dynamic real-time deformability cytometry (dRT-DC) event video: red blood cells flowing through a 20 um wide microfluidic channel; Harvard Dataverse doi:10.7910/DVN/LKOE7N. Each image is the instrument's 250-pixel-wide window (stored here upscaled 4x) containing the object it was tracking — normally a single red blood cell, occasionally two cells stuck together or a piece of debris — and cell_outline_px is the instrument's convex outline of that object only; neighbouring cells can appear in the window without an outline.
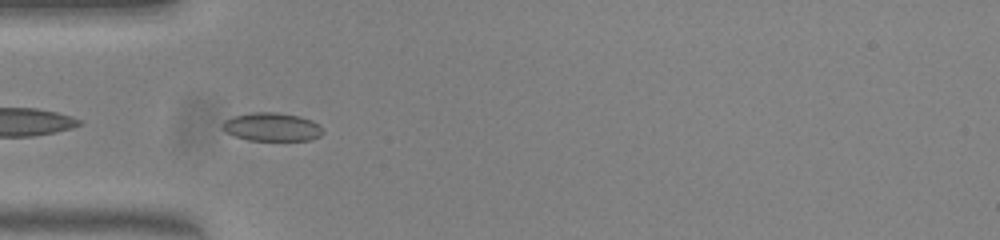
{"species": "common noctule bat (a hibernating species)", "species_latin": "Nyctalus noctula", "temperature_condition": "warm", "stored_images_in_passage": 52, "camera_frame_rate_fps": 3000, "um_per_image_px": 0.085, "animal": {"sex": "female", "body_mass_g": 23.0, "forearm_length_mm": 53.4}, "frame": {"image": 1, "passage_image": 17, "time_ms": 5.333, "image_size_px": [1000, 240], "cell_outline_px": [[324, 132], [320, 136], [312, 140], [248, 140], [236, 136], [220, 128], [220, 124], [224, 120], [232, 116], [252, 112], [276, 112], [300, 116], [312, 120], [320, 124]], "centroid_in_image_um": [23.12, 10.78], "position_along_channel_um": 61.9, "area_um2": 16.82}}
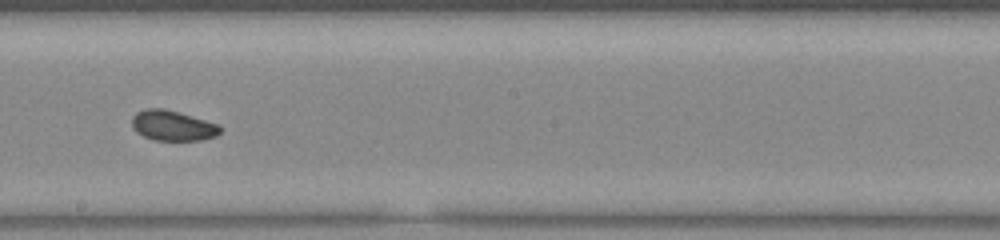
{"frame": {"image": 2, "passage_image": 30, "time_ms": 9.667, "image_size_px": [1000, 240], "cell_outline_px": [[224, 128], [216, 136], [204, 140], [152, 140], [136, 132], [132, 128], [132, 116], [136, 112], [148, 108], [164, 108], [204, 120], [216, 124]], "centroid_in_image_um": [14.66, 10.68], "position_along_channel_um": 233.5, "area_um2": 15.55}}
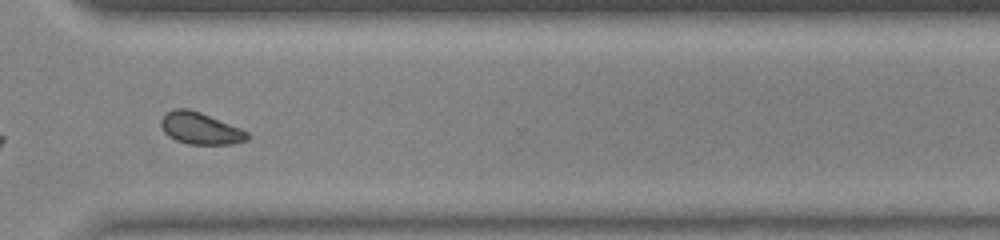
{"frame": {"image": 3, "passage_image": 39, "time_ms": 12.667, "image_size_px": [1000, 240], "cell_outline_px": [[248, 140], [232, 144], [188, 144], [176, 140], [168, 136], [164, 132], [160, 124], [160, 120], [172, 108], [188, 108], [200, 112], [240, 128], [248, 132]], "centroid_in_image_um": [17.01, 10.91], "position_along_channel_um": 353.6, "area_um2": 15.95}, "authors_computed_cell_mechanics": {"area_um2": 16.4152, "velocity_mm_per_s": 3.9884, "shape_relaxation_time_tau1_ms": 3.8571, "shape_relaxation_time_tau2_ms": 2.2106, "deformation_change_tau1": 0.1025, "deformation_change_tau2": 0.0665}}